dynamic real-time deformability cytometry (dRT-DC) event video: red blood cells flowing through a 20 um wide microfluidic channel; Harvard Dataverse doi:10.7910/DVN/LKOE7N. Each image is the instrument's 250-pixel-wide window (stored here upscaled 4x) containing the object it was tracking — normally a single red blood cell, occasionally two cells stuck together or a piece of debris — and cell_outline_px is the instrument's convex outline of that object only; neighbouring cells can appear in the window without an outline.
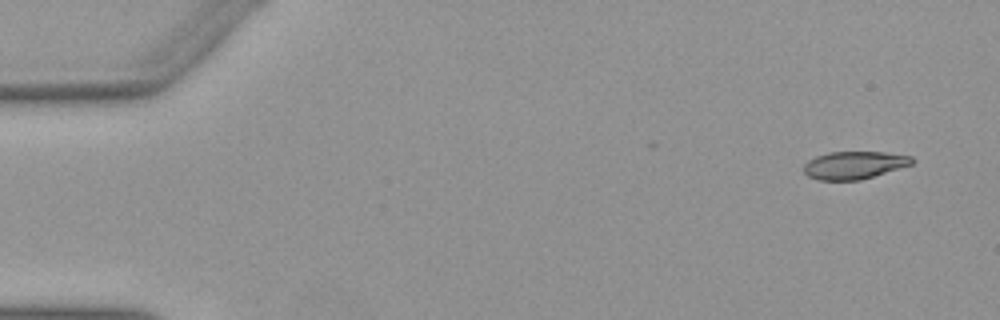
{"species": "Egyptian fruit bat (a non-hibernating species)", "species_latin": "Rousettus aegyptiacus", "temperature_condition": "warm", "stored_images_in_passage": 43, "camera_frame_rate_fps": 3000, "um_per_image_px": 0.085, "animal": {"sex": "female"}, "frame": {"image": 1, "passage_image": 1, "time_ms": 0.0, "image_size_px": [1000, 320], "cell_outline_px": [[912, 164], [860, 180], [820, 180], [808, 176], [804, 172], [804, 164], [808, 160], [816, 156], [828, 152], [884, 152], [912, 156]], "centroid_in_image_um": [72.57, 14.03], "position_along_channel_um": 12.4, "area_um2": 17.28}}
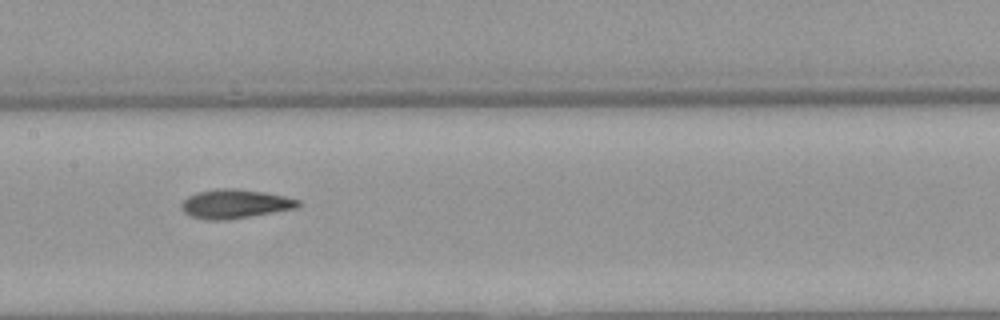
{"frame": {"image": 2, "passage_image": 24, "time_ms": 7.667, "image_size_px": [1000, 320], "cell_outline_px": [[300, 204], [296, 208], [224, 220], [212, 220], [192, 216], [184, 212], [180, 208], [180, 204], [188, 196], [196, 192], [220, 188], [236, 188], [264, 192], [284, 196], [300, 200]], "centroid_in_image_um": [19.94, 17.31], "position_along_channel_um": 187.5, "area_um2": 19.48}}
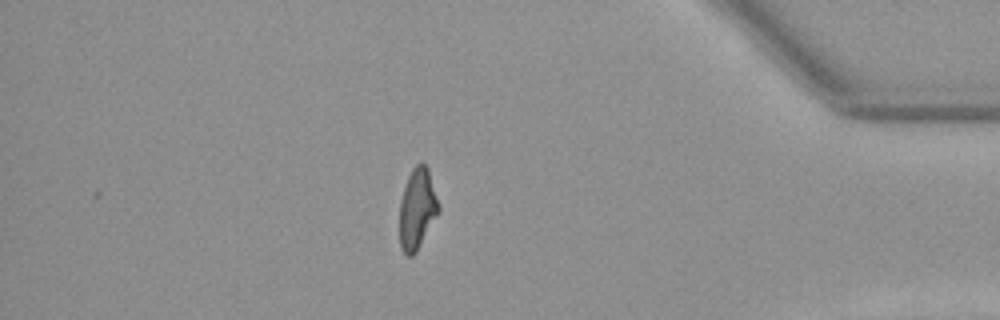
{"frame": {"image": 3, "passage_image": 43, "time_ms": 14.0, "image_size_px": [1000, 320], "cell_outline_px": [[440, 212], [416, 252], [412, 256], [404, 256], [400, 248], [400, 200], [408, 176], [412, 168], [416, 164], [424, 164], [428, 168], [440, 208]], "centroid_in_image_um": [35.46, 17.79], "position_along_channel_um": 399.7, "area_um2": 18.44}, "authors_computed_cell_mechanics": {"area_um2": 18.9006, "velocity_mm_per_s": 3.9359, "shape_relaxation_time_tau1_ms": null, "shape_relaxation_time_tau2_ms": 2.3369, "deformation_change_tau1": null, "deformation_change_tau2": 0.1002}}